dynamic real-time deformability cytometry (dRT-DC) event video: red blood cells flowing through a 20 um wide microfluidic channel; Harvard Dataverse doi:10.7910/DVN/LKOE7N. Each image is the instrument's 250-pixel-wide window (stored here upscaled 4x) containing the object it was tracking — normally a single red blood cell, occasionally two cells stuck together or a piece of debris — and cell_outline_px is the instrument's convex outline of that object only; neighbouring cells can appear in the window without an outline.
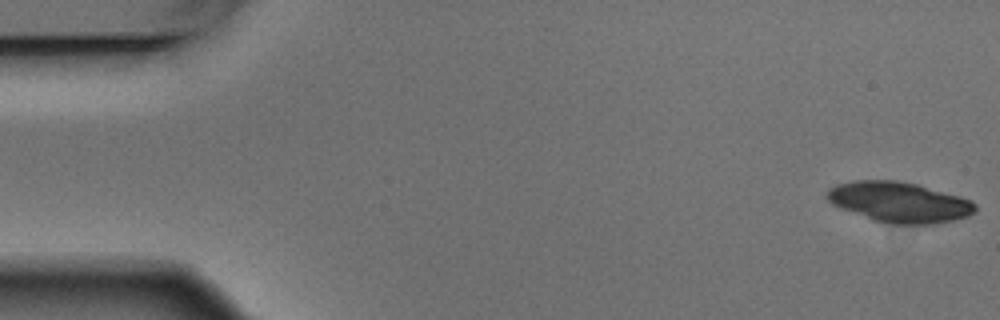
{"species": "Egyptian fruit bat (a non-hibernating species)", "species_latin": "Rousettus aegyptiacus", "temperature_condition": "warm", "stored_images_in_passage": 4, "camera_frame_rate_fps": 3000, "um_per_image_px": 0.085, "animal": {"sex": "male"}, "frame": {"image": 1, "passage_image": 1, "time_ms": 0.0, "image_size_px": [1000, 320], "cell_outline_px": [[976, 212], [968, 216], [952, 220], [932, 224], [896, 224], [872, 220], [840, 208], [832, 204], [824, 196], [828, 188], [836, 184], [852, 180], [896, 180], [916, 184], [960, 196], [972, 200], [976, 204]], "centroid_in_image_um": [76.41, 17.17], "position_along_channel_um": 8.6, "area_um2": 35.08}}